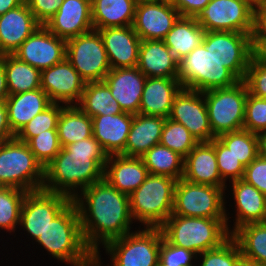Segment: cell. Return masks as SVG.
<instances>
[{
    "label": "cell",
    "mask_w": 266,
    "mask_h": 266,
    "mask_svg": "<svg viewBox=\"0 0 266 266\" xmlns=\"http://www.w3.org/2000/svg\"><path fill=\"white\" fill-rule=\"evenodd\" d=\"M73 201L79 211L84 242L95 255L108 242L133 231L129 196L106 179L88 186Z\"/></svg>",
    "instance_id": "cell-1"
},
{
    "label": "cell",
    "mask_w": 266,
    "mask_h": 266,
    "mask_svg": "<svg viewBox=\"0 0 266 266\" xmlns=\"http://www.w3.org/2000/svg\"><path fill=\"white\" fill-rule=\"evenodd\" d=\"M108 154L93 136L62 147L44 168L43 190L75 199L104 178Z\"/></svg>",
    "instance_id": "cell-2"
},
{
    "label": "cell",
    "mask_w": 266,
    "mask_h": 266,
    "mask_svg": "<svg viewBox=\"0 0 266 266\" xmlns=\"http://www.w3.org/2000/svg\"><path fill=\"white\" fill-rule=\"evenodd\" d=\"M35 242L59 263L71 266L85 265L95 256L84 242L80 215L74 201L50 222Z\"/></svg>",
    "instance_id": "cell-3"
},
{
    "label": "cell",
    "mask_w": 266,
    "mask_h": 266,
    "mask_svg": "<svg viewBox=\"0 0 266 266\" xmlns=\"http://www.w3.org/2000/svg\"><path fill=\"white\" fill-rule=\"evenodd\" d=\"M160 229L170 244L197 255L221 246L231 237L226 218L170 215Z\"/></svg>",
    "instance_id": "cell-4"
},
{
    "label": "cell",
    "mask_w": 266,
    "mask_h": 266,
    "mask_svg": "<svg viewBox=\"0 0 266 266\" xmlns=\"http://www.w3.org/2000/svg\"><path fill=\"white\" fill-rule=\"evenodd\" d=\"M176 182L168 176L148 174L129 195L133 221L146 228H160L172 214Z\"/></svg>",
    "instance_id": "cell-5"
},
{
    "label": "cell",
    "mask_w": 266,
    "mask_h": 266,
    "mask_svg": "<svg viewBox=\"0 0 266 266\" xmlns=\"http://www.w3.org/2000/svg\"><path fill=\"white\" fill-rule=\"evenodd\" d=\"M44 167L27 143L16 138L0 144V186L26 192L43 188Z\"/></svg>",
    "instance_id": "cell-6"
},
{
    "label": "cell",
    "mask_w": 266,
    "mask_h": 266,
    "mask_svg": "<svg viewBox=\"0 0 266 266\" xmlns=\"http://www.w3.org/2000/svg\"><path fill=\"white\" fill-rule=\"evenodd\" d=\"M178 80L185 89L205 92L230 87L240 80L202 42L178 62Z\"/></svg>",
    "instance_id": "cell-7"
},
{
    "label": "cell",
    "mask_w": 266,
    "mask_h": 266,
    "mask_svg": "<svg viewBox=\"0 0 266 266\" xmlns=\"http://www.w3.org/2000/svg\"><path fill=\"white\" fill-rule=\"evenodd\" d=\"M225 189L189 182L183 178L176 182L171 215L203 218H226L229 230Z\"/></svg>",
    "instance_id": "cell-8"
},
{
    "label": "cell",
    "mask_w": 266,
    "mask_h": 266,
    "mask_svg": "<svg viewBox=\"0 0 266 266\" xmlns=\"http://www.w3.org/2000/svg\"><path fill=\"white\" fill-rule=\"evenodd\" d=\"M138 229L108 242L103 247L110 256L111 266H157L163 238L161 229Z\"/></svg>",
    "instance_id": "cell-9"
},
{
    "label": "cell",
    "mask_w": 266,
    "mask_h": 266,
    "mask_svg": "<svg viewBox=\"0 0 266 266\" xmlns=\"http://www.w3.org/2000/svg\"><path fill=\"white\" fill-rule=\"evenodd\" d=\"M212 133L220 134L243 129L248 88L244 80L233 86L203 92Z\"/></svg>",
    "instance_id": "cell-10"
},
{
    "label": "cell",
    "mask_w": 266,
    "mask_h": 266,
    "mask_svg": "<svg viewBox=\"0 0 266 266\" xmlns=\"http://www.w3.org/2000/svg\"><path fill=\"white\" fill-rule=\"evenodd\" d=\"M66 59L86 83L104 81L111 70L101 34L94 29L66 40Z\"/></svg>",
    "instance_id": "cell-11"
},
{
    "label": "cell",
    "mask_w": 266,
    "mask_h": 266,
    "mask_svg": "<svg viewBox=\"0 0 266 266\" xmlns=\"http://www.w3.org/2000/svg\"><path fill=\"white\" fill-rule=\"evenodd\" d=\"M197 21L205 31L253 34L255 7L248 0H211Z\"/></svg>",
    "instance_id": "cell-12"
},
{
    "label": "cell",
    "mask_w": 266,
    "mask_h": 266,
    "mask_svg": "<svg viewBox=\"0 0 266 266\" xmlns=\"http://www.w3.org/2000/svg\"><path fill=\"white\" fill-rule=\"evenodd\" d=\"M253 34L227 31H206V50L228 68L239 80H244L253 57Z\"/></svg>",
    "instance_id": "cell-13"
},
{
    "label": "cell",
    "mask_w": 266,
    "mask_h": 266,
    "mask_svg": "<svg viewBox=\"0 0 266 266\" xmlns=\"http://www.w3.org/2000/svg\"><path fill=\"white\" fill-rule=\"evenodd\" d=\"M73 200L63 194L37 190L27 192L20 211L19 229L35 240Z\"/></svg>",
    "instance_id": "cell-14"
},
{
    "label": "cell",
    "mask_w": 266,
    "mask_h": 266,
    "mask_svg": "<svg viewBox=\"0 0 266 266\" xmlns=\"http://www.w3.org/2000/svg\"><path fill=\"white\" fill-rule=\"evenodd\" d=\"M169 119L185 126L198 142H210L216 137L210 127L203 92L182 88L174 97Z\"/></svg>",
    "instance_id": "cell-15"
},
{
    "label": "cell",
    "mask_w": 266,
    "mask_h": 266,
    "mask_svg": "<svg viewBox=\"0 0 266 266\" xmlns=\"http://www.w3.org/2000/svg\"><path fill=\"white\" fill-rule=\"evenodd\" d=\"M13 55L42 71L66 58V40L41 25L23 41Z\"/></svg>",
    "instance_id": "cell-16"
},
{
    "label": "cell",
    "mask_w": 266,
    "mask_h": 266,
    "mask_svg": "<svg viewBox=\"0 0 266 266\" xmlns=\"http://www.w3.org/2000/svg\"><path fill=\"white\" fill-rule=\"evenodd\" d=\"M40 79L41 89L49 96L52 103L65 106L77 105L86 85L66 58L42 70Z\"/></svg>",
    "instance_id": "cell-17"
},
{
    "label": "cell",
    "mask_w": 266,
    "mask_h": 266,
    "mask_svg": "<svg viewBox=\"0 0 266 266\" xmlns=\"http://www.w3.org/2000/svg\"><path fill=\"white\" fill-rule=\"evenodd\" d=\"M180 17L170 1L136 5L132 27L141 40H163Z\"/></svg>",
    "instance_id": "cell-18"
},
{
    "label": "cell",
    "mask_w": 266,
    "mask_h": 266,
    "mask_svg": "<svg viewBox=\"0 0 266 266\" xmlns=\"http://www.w3.org/2000/svg\"><path fill=\"white\" fill-rule=\"evenodd\" d=\"M44 26L65 40L93 30L91 0H64Z\"/></svg>",
    "instance_id": "cell-19"
},
{
    "label": "cell",
    "mask_w": 266,
    "mask_h": 266,
    "mask_svg": "<svg viewBox=\"0 0 266 266\" xmlns=\"http://www.w3.org/2000/svg\"><path fill=\"white\" fill-rule=\"evenodd\" d=\"M98 31L103 39L111 69L137 67L141 39L132 25L107 27Z\"/></svg>",
    "instance_id": "cell-20"
},
{
    "label": "cell",
    "mask_w": 266,
    "mask_h": 266,
    "mask_svg": "<svg viewBox=\"0 0 266 266\" xmlns=\"http://www.w3.org/2000/svg\"><path fill=\"white\" fill-rule=\"evenodd\" d=\"M147 77L137 68L111 69L104 78L112 96L123 112L139 113L144 84Z\"/></svg>",
    "instance_id": "cell-21"
},
{
    "label": "cell",
    "mask_w": 266,
    "mask_h": 266,
    "mask_svg": "<svg viewBox=\"0 0 266 266\" xmlns=\"http://www.w3.org/2000/svg\"><path fill=\"white\" fill-rule=\"evenodd\" d=\"M183 179L229 190L219 174L215 138L210 142H199L184 158Z\"/></svg>",
    "instance_id": "cell-22"
},
{
    "label": "cell",
    "mask_w": 266,
    "mask_h": 266,
    "mask_svg": "<svg viewBox=\"0 0 266 266\" xmlns=\"http://www.w3.org/2000/svg\"><path fill=\"white\" fill-rule=\"evenodd\" d=\"M41 24L24 1L18 7L0 16V49L13 54Z\"/></svg>",
    "instance_id": "cell-23"
},
{
    "label": "cell",
    "mask_w": 266,
    "mask_h": 266,
    "mask_svg": "<svg viewBox=\"0 0 266 266\" xmlns=\"http://www.w3.org/2000/svg\"><path fill=\"white\" fill-rule=\"evenodd\" d=\"M232 197L235 205V222L229 228L230 234L236 229L249 223L265 222L266 220V195L243 179L231 182Z\"/></svg>",
    "instance_id": "cell-24"
},
{
    "label": "cell",
    "mask_w": 266,
    "mask_h": 266,
    "mask_svg": "<svg viewBox=\"0 0 266 266\" xmlns=\"http://www.w3.org/2000/svg\"><path fill=\"white\" fill-rule=\"evenodd\" d=\"M132 121L133 114L127 112L92 117L93 137L99 141L108 156H125V146Z\"/></svg>",
    "instance_id": "cell-25"
},
{
    "label": "cell",
    "mask_w": 266,
    "mask_h": 266,
    "mask_svg": "<svg viewBox=\"0 0 266 266\" xmlns=\"http://www.w3.org/2000/svg\"><path fill=\"white\" fill-rule=\"evenodd\" d=\"M182 88L178 78L147 77L139 113L169 118L174 97Z\"/></svg>",
    "instance_id": "cell-26"
},
{
    "label": "cell",
    "mask_w": 266,
    "mask_h": 266,
    "mask_svg": "<svg viewBox=\"0 0 266 266\" xmlns=\"http://www.w3.org/2000/svg\"><path fill=\"white\" fill-rule=\"evenodd\" d=\"M148 174L141 157L110 155L104 168V179L128 196L145 181Z\"/></svg>",
    "instance_id": "cell-27"
},
{
    "label": "cell",
    "mask_w": 266,
    "mask_h": 266,
    "mask_svg": "<svg viewBox=\"0 0 266 266\" xmlns=\"http://www.w3.org/2000/svg\"><path fill=\"white\" fill-rule=\"evenodd\" d=\"M178 62L163 40H141L137 68L146 77L178 78Z\"/></svg>",
    "instance_id": "cell-28"
},
{
    "label": "cell",
    "mask_w": 266,
    "mask_h": 266,
    "mask_svg": "<svg viewBox=\"0 0 266 266\" xmlns=\"http://www.w3.org/2000/svg\"><path fill=\"white\" fill-rule=\"evenodd\" d=\"M5 102L9 126L15 135L33 117L52 104L49 96L41 88L9 95Z\"/></svg>",
    "instance_id": "cell-29"
},
{
    "label": "cell",
    "mask_w": 266,
    "mask_h": 266,
    "mask_svg": "<svg viewBox=\"0 0 266 266\" xmlns=\"http://www.w3.org/2000/svg\"><path fill=\"white\" fill-rule=\"evenodd\" d=\"M166 118L133 115V121L127 137L125 156L141 157L156 144H159Z\"/></svg>",
    "instance_id": "cell-30"
},
{
    "label": "cell",
    "mask_w": 266,
    "mask_h": 266,
    "mask_svg": "<svg viewBox=\"0 0 266 266\" xmlns=\"http://www.w3.org/2000/svg\"><path fill=\"white\" fill-rule=\"evenodd\" d=\"M136 5L134 0H91L93 29L132 25Z\"/></svg>",
    "instance_id": "cell-31"
},
{
    "label": "cell",
    "mask_w": 266,
    "mask_h": 266,
    "mask_svg": "<svg viewBox=\"0 0 266 266\" xmlns=\"http://www.w3.org/2000/svg\"><path fill=\"white\" fill-rule=\"evenodd\" d=\"M205 32L197 18L180 16L163 41L179 61L203 42Z\"/></svg>",
    "instance_id": "cell-32"
},
{
    "label": "cell",
    "mask_w": 266,
    "mask_h": 266,
    "mask_svg": "<svg viewBox=\"0 0 266 266\" xmlns=\"http://www.w3.org/2000/svg\"><path fill=\"white\" fill-rule=\"evenodd\" d=\"M57 132L62 147L92 137V117L77 105L64 106L58 118Z\"/></svg>",
    "instance_id": "cell-33"
},
{
    "label": "cell",
    "mask_w": 266,
    "mask_h": 266,
    "mask_svg": "<svg viewBox=\"0 0 266 266\" xmlns=\"http://www.w3.org/2000/svg\"><path fill=\"white\" fill-rule=\"evenodd\" d=\"M77 106L90 117L123 113L110 88L103 81L87 82Z\"/></svg>",
    "instance_id": "cell-34"
},
{
    "label": "cell",
    "mask_w": 266,
    "mask_h": 266,
    "mask_svg": "<svg viewBox=\"0 0 266 266\" xmlns=\"http://www.w3.org/2000/svg\"><path fill=\"white\" fill-rule=\"evenodd\" d=\"M9 95L41 88V71L13 54L3 57Z\"/></svg>",
    "instance_id": "cell-35"
},
{
    "label": "cell",
    "mask_w": 266,
    "mask_h": 266,
    "mask_svg": "<svg viewBox=\"0 0 266 266\" xmlns=\"http://www.w3.org/2000/svg\"><path fill=\"white\" fill-rule=\"evenodd\" d=\"M231 237L238 244L241 255L266 266V222L243 225Z\"/></svg>",
    "instance_id": "cell-36"
},
{
    "label": "cell",
    "mask_w": 266,
    "mask_h": 266,
    "mask_svg": "<svg viewBox=\"0 0 266 266\" xmlns=\"http://www.w3.org/2000/svg\"><path fill=\"white\" fill-rule=\"evenodd\" d=\"M149 174L183 178L184 158L162 144H156L141 156Z\"/></svg>",
    "instance_id": "cell-37"
},
{
    "label": "cell",
    "mask_w": 266,
    "mask_h": 266,
    "mask_svg": "<svg viewBox=\"0 0 266 266\" xmlns=\"http://www.w3.org/2000/svg\"><path fill=\"white\" fill-rule=\"evenodd\" d=\"M26 193L18 188L0 186V230L12 234L19 228L20 211Z\"/></svg>",
    "instance_id": "cell-38"
},
{
    "label": "cell",
    "mask_w": 266,
    "mask_h": 266,
    "mask_svg": "<svg viewBox=\"0 0 266 266\" xmlns=\"http://www.w3.org/2000/svg\"><path fill=\"white\" fill-rule=\"evenodd\" d=\"M217 138L231 150L244 167L258 156L257 136L253 132L241 129L220 134Z\"/></svg>",
    "instance_id": "cell-39"
},
{
    "label": "cell",
    "mask_w": 266,
    "mask_h": 266,
    "mask_svg": "<svg viewBox=\"0 0 266 266\" xmlns=\"http://www.w3.org/2000/svg\"><path fill=\"white\" fill-rule=\"evenodd\" d=\"M159 143L185 158L199 142L185 126L166 118Z\"/></svg>",
    "instance_id": "cell-40"
},
{
    "label": "cell",
    "mask_w": 266,
    "mask_h": 266,
    "mask_svg": "<svg viewBox=\"0 0 266 266\" xmlns=\"http://www.w3.org/2000/svg\"><path fill=\"white\" fill-rule=\"evenodd\" d=\"M65 105L52 103L48 108L33 117L22 129L15 135V138L21 142L27 143L31 138L42 134L43 131L57 129V122L62 108Z\"/></svg>",
    "instance_id": "cell-41"
},
{
    "label": "cell",
    "mask_w": 266,
    "mask_h": 266,
    "mask_svg": "<svg viewBox=\"0 0 266 266\" xmlns=\"http://www.w3.org/2000/svg\"><path fill=\"white\" fill-rule=\"evenodd\" d=\"M27 144L44 168L62 149L57 129L43 131L42 134L31 138Z\"/></svg>",
    "instance_id": "cell-42"
},
{
    "label": "cell",
    "mask_w": 266,
    "mask_h": 266,
    "mask_svg": "<svg viewBox=\"0 0 266 266\" xmlns=\"http://www.w3.org/2000/svg\"><path fill=\"white\" fill-rule=\"evenodd\" d=\"M240 256L241 252L238 244L230 237L221 246L197 255V260L199 259L197 262L200 265L197 264L196 266H235Z\"/></svg>",
    "instance_id": "cell-43"
},
{
    "label": "cell",
    "mask_w": 266,
    "mask_h": 266,
    "mask_svg": "<svg viewBox=\"0 0 266 266\" xmlns=\"http://www.w3.org/2000/svg\"><path fill=\"white\" fill-rule=\"evenodd\" d=\"M215 153L219 174L225 183L228 179L229 183L242 179L245 167L217 137H215Z\"/></svg>",
    "instance_id": "cell-44"
},
{
    "label": "cell",
    "mask_w": 266,
    "mask_h": 266,
    "mask_svg": "<svg viewBox=\"0 0 266 266\" xmlns=\"http://www.w3.org/2000/svg\"><path fill=\"white\" fill-rule=\"evenodd\" d=\"M243 129L254 134L266 131V101L248 93L245 102Z\"/></svg>",
    "instance_id": "cell-45"
},
{
    "label": "cell",
    "mask_w": 266,
    "mask_h": 266,
    "mask_svg": "<svg viewBox=\"0 0 266 266\" xmlns=\"http://www.w3.org/2000/svg\"><path fill=\"white\" fill-rule=\"evenodd\" d=\"M159 260L167 266H196L197 254L190 250L174 246L163 237Z\"/></svg>",
    "instance_id": "cell-46"
},
{
    "label": "cell",
    "mask_w": 266,
    "mask_h": 266,
    "mask_svg": "<svg viewBox=\"0 0 266 266\" xmlns=\"http://www.w3.org/2000/svg\"><path fill=\"white\" fill-rule=\"evenodd\" d=\"M244 82L247 85L249 94L258 98L266 97V65L252 57Z\"/></svg>",
    "instance_id": "cell-47"
},
{
    "label": "cell",
    "mask_w": 266,
    "mask_h": 266,
    "mask_svg": "<svg viewBox=\"0 0 266 266\" xmlns=\"http://www.w3.org/2000/svg\"><path fill=\"white\" fill-rule=\"evenodd\" d=\"M242 179L266 195V158L257 156L245 167Z\"/></svg>",
    "instance_id": "cell-48"
},
{
    "label": "cell",
    "mask_w": 266,
    "mask_h": 266,
    "mask_svg": "<svg viewBox=\"0 0 266 266\" xmlns=\"http://www.w3.org/2000/svg\"><path fill=\"white\" fill-rule=\"evenodd\" d=\"M63 1L64 0H25L28 8L41 25H45L59 10Z\"/></svg>",
    "instance_id": "cell-49"
},
{
    "label": "cell",
    "mask_w": 266,
    "mask_h": 266,
    "mask_svg": "<svg viewBox=\"0 0 266 266\" xmlns=\"http://www.w3.org/2000/svg\"><path fill=\"white\" fill-rule=\"evenodd\" d=\"M210 1L211 0H171L170 3L178 10L180 16L197 18Z\"/></svg>",
    "instance_id": "cell-50"
},
{
    "label": "cell",
    "mask_w": 266,
    "mask_h": 266,
    "mask_svg": "<svg viewBox=\"0 0 266 266\" xmlns=\"http://www.w3.org/2000/svg\"><path fill=\"white\" fill-rule=\"evenodd\" d=\"M253 41H266V9H255Z\"/></svg>",
    "instance_id": "cell-51"
},
{
    "label": "cell",
    "mask_w": 266,
    "mask_h": 266,
    "mask_svg": "<svg viewBox=\"0 0 266 266\" xmlns=\"http://www.w3.org/2000/svg\"><path fill=\"white\" fill-rule=\"evenodd\" d=\"M13 138L15 134L9 126L6 102L0 101V144Z\"/></svg>",
    "instance_id": "cell-52"
},
{
    "label": "cell",
    "mask_w": 266,
    "mask_h": 266,
    "mask_svg": "<svg viewBox=\"0 0 266 266\" xmlns=\"http://www.w3.org/2000/svg\"><path fill=\"white\" fill-rule=\"evenodd\" d=\"M253 57L266 65V41H253Z\"/></svg>",
    "instance_id": "cell-53"
},
{
    "label": "cell",
    "mask_w": 266,
    "mask_h": 266,
    "mask_svg": "<svg viewBox=\"0 0 266 266\" xmlns=\"http://www.w3.org/2000/svg\"><path fill=\"white\" fill-rule=\"evenodd\" d=\"M9 96L6 73L3 61H0V101H5Z\"/></svg>",
    "instance_id": "cell-54"
},
{
    "label": "cell",
    "mask_w": 266,
    "mask_h": 266,
    "mask_svg": "<svg viewBox=\"0 0 266 266\" xmlns=\"http://www.w3.org/2000/svg\"><path fill=\"white\" fill-rule=\"evenodd\" d=\"M25 0H0V16L21 5Z\"/></svg>",
    "instance_id": "cell-55"
},
{
    "label": "cell",
    "mask_w": 266,
    "mask_h": 266,
    "mask_svg": "<svg viewBox=\"0 0 266 266\" xmlns=\"http://www.w3.org/2000/svg\"><path fill=\"white\" fill-rule=\"evenodd\" d=\"M256 136L258 156L266 158V131L259 132Z\"/></svg>",
    "instance_id": "cell-56"
},
{
    "label": "cell",
    "mask_w": 266,
    "mask_h": 266,
    "mask_svg": "<svg viewBox=\"0 0 266 266\" xmlns=\"http://www.w3.org/2000/svg\"><path fill=\"white\" fill-rule=\"evenodd\" d=\"M235 266H263V265L258 264L256 261H253V260L246 258L243 255H241L237 259Z\"/></svg>",
    "instance_id": "cell-57"
},
{
    "label": "cell",
    "mask_w": 266,
    "mask_h": 266,
    "mask_svg": "<svg viewBox=\"0 0 266 266\" xmlns=\"http://www.w3.org/2000/svg\"><path fill=\"white\" fill-rule=\"evenodd\" d=\"M101 253H97L87 264L82 265V266H105L101 265L103 264L102 260L103 258H101Z\"/></svg>",
    "instance_id": "cell-58"
},
{
    "label": "cell",
    "mask_w": 266,
    "mask_h": 266,
    "mask_svg": "<svg viewBox=\"0 0 266 266\" xmlns=\"http://www.w3.org/2000/svg\"><path fill=\"white\" fill-rule=\"evenodd\" d=\"M255 9H262V0H248Z\"/></svg>",
    "instance_id": "cell-59"
},
{
    "label": "cell",
    "mask_w": 266,
    "mask_h": 266,
    "mask_svg": "<svg viewBox=\"0 0 266 266\" xmlns=\"http://www.w3.org/2000/svg\"><path fill=\"white\" fill-rule=\"evenodd\" d=\"M134 1L138 4V3H142V2H158L161 0H134Z\"/></svg>",
    "instance_id": "cell-60"
},
{
    "label": "cell",
    "mask_w": 266,
    "mask_h": 266,
    "mask_svg": "<svg viewBox=\"0 0 266 266\" xmlns=\"http://www.w3.org/2000/svg\"><path fill=\"white\" fill-rule=\"evenodd\" d=\"M262 9H266V0H262Z\"/></svg>",
    "instance_id": "cell-61"
},
{
    "label": "cell",
    "mask_w": 266,
    "mask_h": 266,
    "mask_svg": "<svg viewBox=\"0 0 266 266\" xmlns=\"http://www.w3.org/2000/svg\"><path fill=\"white\" fill-rule=\"evenodd\" d=\"M4 53L2 52V50L0 49V61H2L3 60V57H4Z\"/></svg>",
    "instance_id": "cell-62"
},
{
    "label": "cell",
    "mask_w": 266,
    "mask_h": 266,
    "mask_svg": "<svg viewBox=\"0 0 266 266\" xmlns=\"http://www.w3.org/2000/svg\"><path fill=\"white\" fill-rule=\"evenodd\" d=\"M157 266H167V265H164V264L159 260Z\"/></svg>",
    "instance_id": "cell-63"
}]
</instances>
